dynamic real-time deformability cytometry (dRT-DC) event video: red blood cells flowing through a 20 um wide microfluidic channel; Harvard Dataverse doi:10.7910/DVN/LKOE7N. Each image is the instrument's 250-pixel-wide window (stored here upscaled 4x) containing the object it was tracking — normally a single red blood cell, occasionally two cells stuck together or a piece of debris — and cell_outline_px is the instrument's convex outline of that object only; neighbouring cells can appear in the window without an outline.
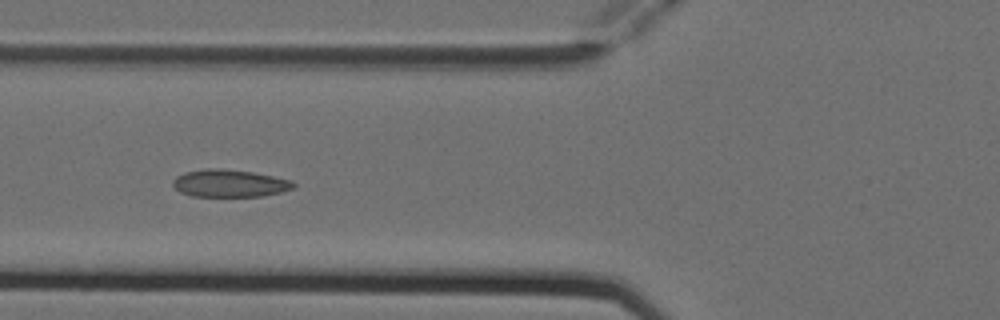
{"species": "Egyptian fruit bat (a non-hibernating species)", "species_latin": "Rousettus aegyptiacus", "temperature_condition": "cold", "stored_images_in_passage": 6, "camera_frame_rate_fps": 3000, "um_per_image_px": 0.085, "animal": {"sex": "female"}, "frame": {"image": 1, "passage_image": 6, "time_ms": 1.667, "image_size_px": [1000, 320], "cell_outline_px": [[296, 184], [292, 188], [280, 192], [260, 196], [192, 196], [180, 192], [172, 184], [172, 180], [176, 176], [184, 172], [208, 168], [224, 168], [252, 172], [292, 180]], "centroid_in_image_um": [19.48, 15.57], "position_along_channel_um": 106.3, "area_um2": 19.25}}